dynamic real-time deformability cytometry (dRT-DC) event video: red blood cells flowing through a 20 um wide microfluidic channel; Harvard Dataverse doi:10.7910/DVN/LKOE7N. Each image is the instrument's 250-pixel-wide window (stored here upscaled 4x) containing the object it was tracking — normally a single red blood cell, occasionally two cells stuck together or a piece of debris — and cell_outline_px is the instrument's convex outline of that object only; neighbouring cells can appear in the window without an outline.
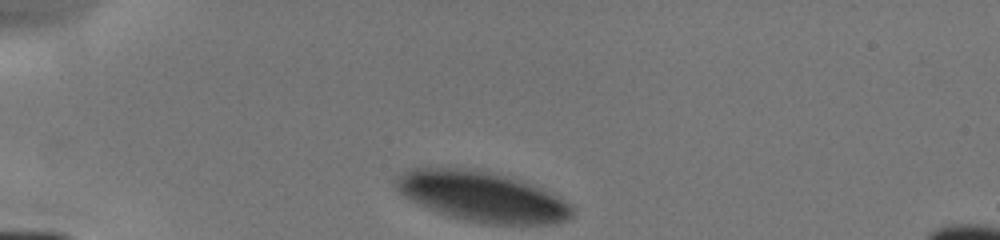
{"species": "human", "species_latin": "Homo sapiens", "temperature_condition": "cold", "stored_images_in_passage": 4, "camera_frame_rate_fps": 3000, "um_per_image_px": 0.085, "donor": {"sex": "male"}, "frame": {"image": 1, "passage_image": 1, "time_ms": 0.0, "image_size_px": [1000, 240], "cell_outline_px": [[576, 212], [568, 220], [552, 224], [484, 224], [464, 220], [448, 216], [428, 208], [404, 196], [396, 188], [392, 180], [396, 176], [412, 168], [460, 168], [488, 172], [508, 176], [520, 180], [540, 188], [556, 196], [576, 208]], "centroid_in_image_um": [40.98, 16.72], "position_along_channel_um": 44.0, "area_um2": 51.33}}